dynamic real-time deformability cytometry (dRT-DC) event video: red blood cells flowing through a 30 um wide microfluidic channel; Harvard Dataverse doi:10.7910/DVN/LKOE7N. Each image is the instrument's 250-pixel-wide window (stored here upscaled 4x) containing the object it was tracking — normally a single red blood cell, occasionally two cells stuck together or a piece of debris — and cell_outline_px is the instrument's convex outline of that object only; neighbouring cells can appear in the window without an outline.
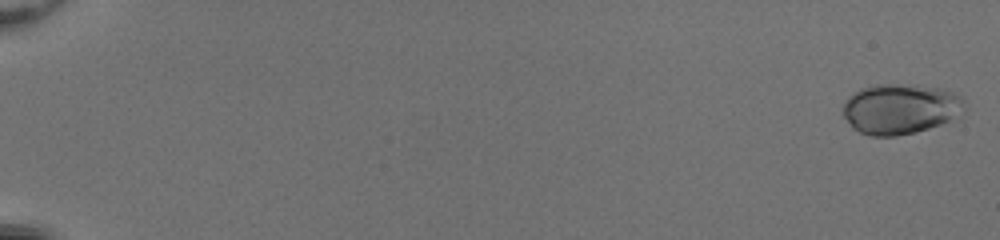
{"species": "common noctule bat (a hibernating species)", "species_latin": "Nyctalus noctula", "temperature_condition": "room temperature", "stored_images_in_passage": 52, "camera_frame_rate_fps": 3000, "um_per_image_px": 0.085, "animal": {"sex": "female", "body_mass_g": 20.0, "forearm_length_mm": 54.0}, "frame": {"image": 1, "passage_image": 1, "time_ms": 0.0, "image_size_px": [1000, 240], "cell_outline_px": [[964, 108], [948, 120], [940, 124], [928, 128], [896, 136], [872, 136], [860, 132], [852, 128], [844, 116], [840, 108], [844, 100], [852, 92], [860, 88], [876, 84], [896, 84], [940, 88], [952, 92], [964, 100]], "centroid_in_image_um": [76.41, 9.24], "position_along_channel_um": 8.6, "area_um2": 35.37}}
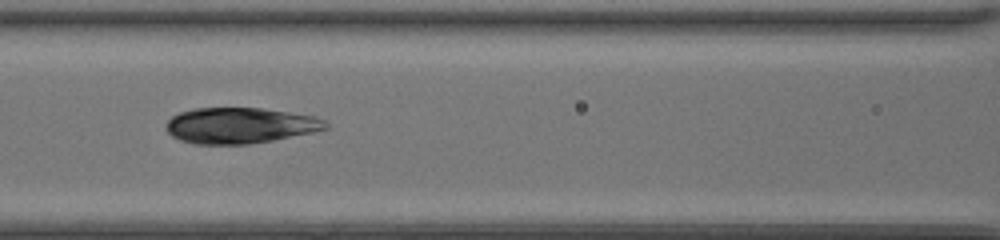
{"frame": {"image": 2, "passage_image": 26, "time_ms": 8.333, "image_size_px": [1000, 240], "cell_outline_px": [[328, 128], [312, 132], [272, 140], [248, 144], [192, 144], [180, 140], [172, 136], [164, 128], [168, 120], [172, 116], [180, 112], [192, 108], [264, 108], [316, 116], [324, 120], [328, 124]], "centroid_in_image_um": [20.37, 10.66], "position_along_channel_um": 146.2, "area_um2": 33.41}}
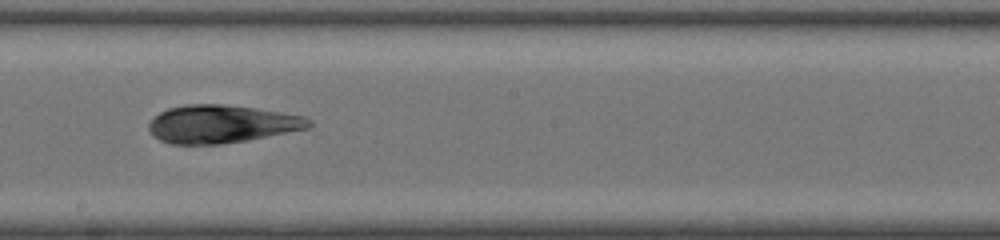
{"frame": {"image": 3, "passage_image": 32, "time_ms": 10.333, "image_size_px": [1000, 240], "cell_outline_px": [[312, 124], [308, 128], [248, 140], [220, 144], [172, 144], [160, 140], [152, 136], [148, 128], [148, 124], [160, 112], [168, 108], [188, 104], [224, 104], [256, 108], [304, 116], [312, 120]], "centroid_in_image_um": [18.82, 10.54], "position_along_channel_um": 229.4, "area_um2": 35.37}}